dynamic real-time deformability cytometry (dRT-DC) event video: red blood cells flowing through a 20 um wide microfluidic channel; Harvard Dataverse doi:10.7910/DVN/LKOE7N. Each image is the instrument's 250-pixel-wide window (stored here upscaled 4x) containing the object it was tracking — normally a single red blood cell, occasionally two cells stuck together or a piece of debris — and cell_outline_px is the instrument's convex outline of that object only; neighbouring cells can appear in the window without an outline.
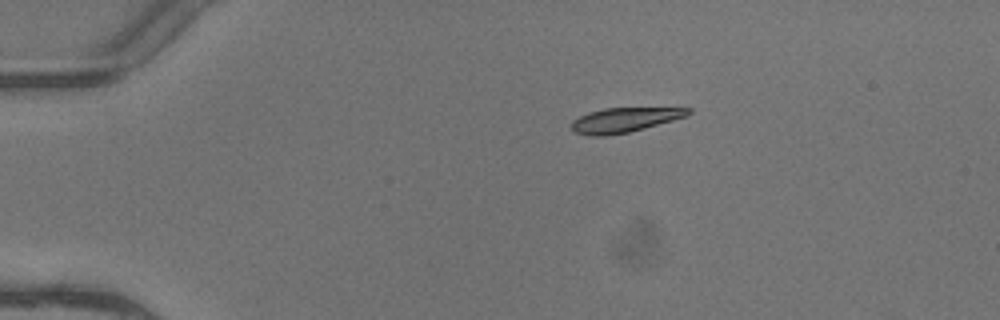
{"species": "common noctule bat (a hibernating species)", "species_latin": "Nyctalus noctula", "temperature_condition": "warm", "stored_images_in_passage": 2, "camera_frame_rate_fps": 3000, "um_per_image_px": 0.085, "animal": {"sex": "female"}, "frame": {"image": 1, "passage_image": 2, "time_ms": 0.333, "image_size_px": [1000, 320], "cell_outline_px": [[692, 112], [688, 116], [644, 128], [628, 132], [604, 136], [588, 136], [572, 132], [572, 120], [588, 112], [604, 108], [692, 108]], "centroid_in_image_um": [53.06, 10.2], "position_along_channel_um": 31.9, "area_um2": 16.76}}